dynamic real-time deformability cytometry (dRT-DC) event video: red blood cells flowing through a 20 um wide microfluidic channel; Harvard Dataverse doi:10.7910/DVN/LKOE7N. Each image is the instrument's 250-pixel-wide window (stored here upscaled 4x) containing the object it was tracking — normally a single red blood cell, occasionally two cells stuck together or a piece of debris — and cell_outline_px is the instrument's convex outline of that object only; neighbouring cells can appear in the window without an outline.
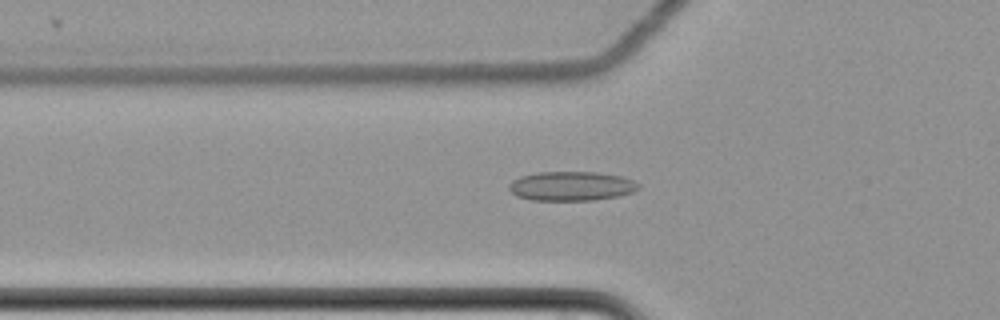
{"species": "common noctule bat (a hibernating species)", "species_latin": "Nyctalus noctula", "temperature_condition": "cold", "stored_images_in_passage": 61, "camera_frame_rate_fps": 3000, "um_per_image_px": 0.085, "animal": {"sex": "female", "body_mass_g": 22.7, "forearm_length_mm": 54.2}, "frame": {"image": 1, "passage_image": 23, "time_ms": 7.333, "image_size_px": [1000, 320], "cell_outline_px": [[640, 188], [632, 192], [620, 196], [592, 200], [532, 200], [516, 196], [508, 188], [508, 184], [512, 180], [520, 176], [536, 172], [596, 172], [620, 176], [632, 180], [640, 184]], "centroid_in_image_um": [48.55, 15.81], "position_along_channel_um": 77.3, "area_um2": 22.2}}
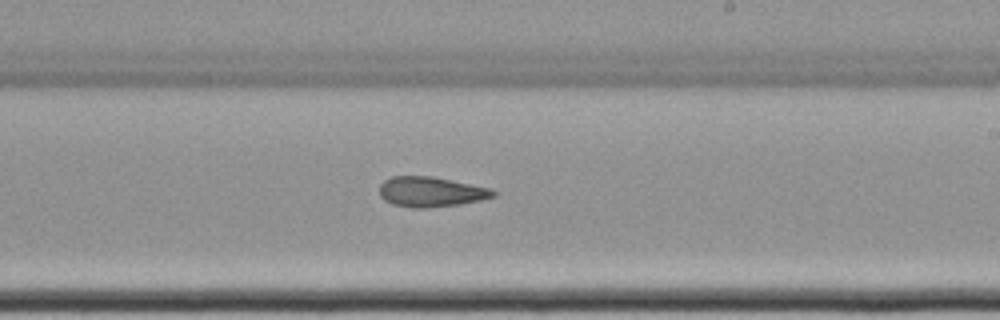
{"frame": {"image": 2, "passage_image": 38, "time_ms": 12.333, "image_size_px": [1000, 320], "cell_outline_px": [[496, 196], [480, 200], [460, 204], [424, 208], [412, 208], [392, 204], [384, 200], [380, 196], [380, 184], [384, 180], [392, 176], [432, 176], [492, 188], [496, 192]], "centroid_in_image_um": [36.63, 16.3], "position_along_channel_um": 252.4, "area_um2": 20.06}}
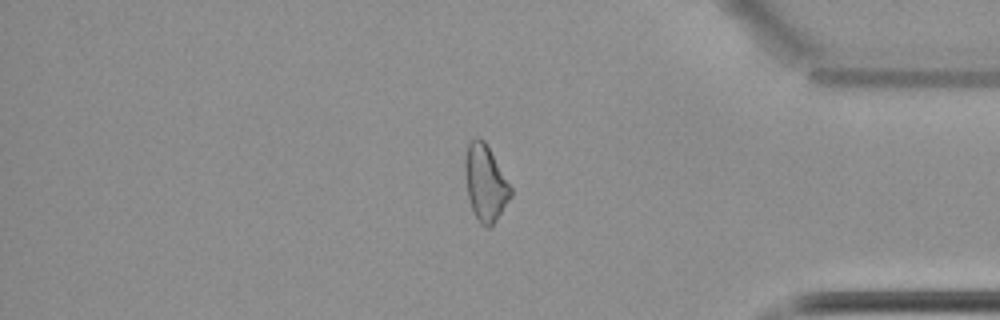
{"frame": {"image": 3, "passage_image": 52, "time_ms": 17.0, "image_size_px": [1000, 320], "cell_outline_px": [[512, 196], [496, 220], [488, 228], [480, 224], [472, 208], [468, 196], [464, 172], [464, 160], [468, 144], [476, 136], [484, 140], [512, 188]], "centroid_in_image_um": [41.25, 15.54], "position_along_channel_um": 394.0, "area_um2": 20.06}}